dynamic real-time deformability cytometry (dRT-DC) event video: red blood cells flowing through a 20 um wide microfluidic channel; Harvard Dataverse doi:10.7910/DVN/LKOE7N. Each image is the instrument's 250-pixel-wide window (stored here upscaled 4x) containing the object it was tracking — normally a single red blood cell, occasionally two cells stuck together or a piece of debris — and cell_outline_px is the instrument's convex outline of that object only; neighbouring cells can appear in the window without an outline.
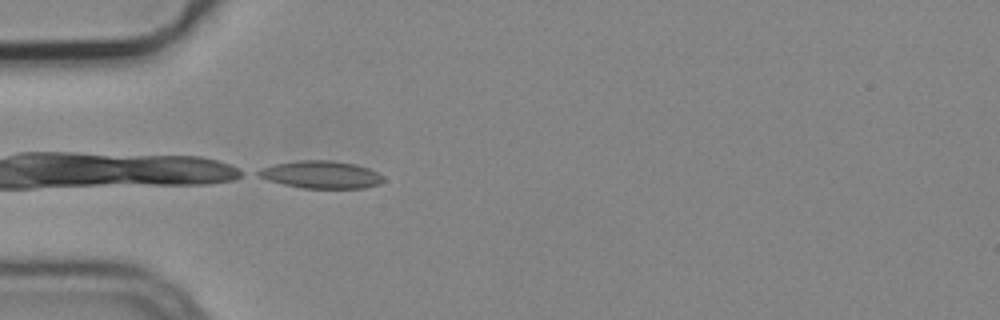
{"species": "common noctule bat (a hibernating species)", "species_latin": "Nyctalus noctula", "temperature_condition": "cold", "stored_images_in_passage": 4, "camera_frame_rate_fps": 3000, "um_per_image_px": 0.085, "animal": {"sex": "male", "body_mass_g": 19.2, "forearm_length_mm": 51.8}, "frame": {"image": 1, "passage_image": 4, "time_ms": 1.0, "image_size_px": [1000, 320], "cell_outline_px": [[384, 180], [380, 184], [364, 188], [304, 188], [284, 184], [268, 180], [252, 172], [260, 168], [276, 164], [300, 160], [332, 160], [356, 164], [368, 168], [384, 176]], "centroid_in_image_um": [27.3, 14.84], "position_along_channel_um": 57.7, "area_um2": 20.06}}